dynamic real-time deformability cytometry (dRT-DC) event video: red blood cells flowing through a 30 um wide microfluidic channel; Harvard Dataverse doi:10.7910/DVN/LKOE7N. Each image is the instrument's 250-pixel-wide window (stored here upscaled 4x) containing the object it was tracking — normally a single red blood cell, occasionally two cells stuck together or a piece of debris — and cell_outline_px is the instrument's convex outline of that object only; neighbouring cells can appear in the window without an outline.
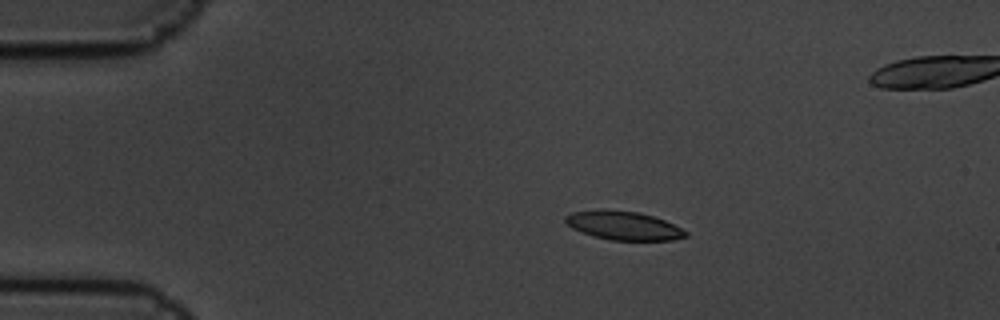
{"species": "common noctule bat (a hibernating species)", "species_latin": "Nyctalus noctula", "temperature_condition": "cold", "stored_images_in_passage": 6, "segment_of_instrument_passage": [1, 2], "camera_frame_rate_fps": 3000, "um_per_image_px": 0.085, "animal": {"sex": "male", "body_mass_g": 19.5, "forearm_length_mm": 54.6}, "frame": {"image": 1, "passage_image": 4, "time_ms": 1.0, "image_size_px": [1000, 320], "cell_outline_px": [[688, 236], [672, 240], [612, 240], [592, 236], [580, 232], [572, 228], [564, 220], [564, 216], [572, 212], [640, 212], [664, 220], [688, 232]], "centroid_in_image_um": [53.03, 19.22], "position_along_channel_um": 32.0, "area_um2": 19.31}}